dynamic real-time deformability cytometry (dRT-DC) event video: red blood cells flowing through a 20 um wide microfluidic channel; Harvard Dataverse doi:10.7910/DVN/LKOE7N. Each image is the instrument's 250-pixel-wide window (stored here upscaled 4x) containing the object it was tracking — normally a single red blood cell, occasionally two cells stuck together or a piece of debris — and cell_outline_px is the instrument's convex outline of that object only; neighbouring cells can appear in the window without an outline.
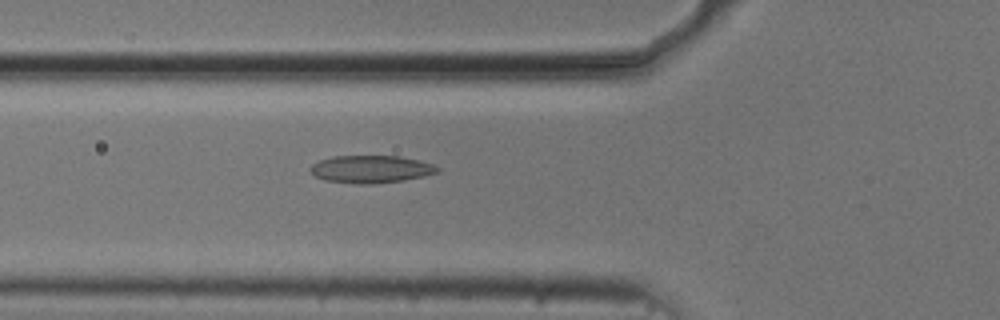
{"species": "common noctule bat (a hibernating species)", "species_latin": "Nyctalus noctula", "temperature_condition": "cold", "stored_images_in_passage": 46, "camera_frame_rate_fps": 3000, "um_per_image_px": 0.085, "animal": {"sex": "male", "body_mass_g": 20.5, "forearm_length_mm": 52.5}, "frame": {"image": 1, "passage_image": 11, "time_ms": 3.333, "image_size_px": [1000, 320], "cell_outline_px": [[440, 172], [424, 176], [404, 180], [376, 184], [356, 184], [324, 180], [316, 176], [308, 168], [312, 164], [320, 160], [332, 156], [400, 156], [420, 160], [432, 164], [440, 168]], "centroid_in_image_um": [31.55, 14.38], "position_along_channel_um": 94.3, "area_um2": 20.58}}
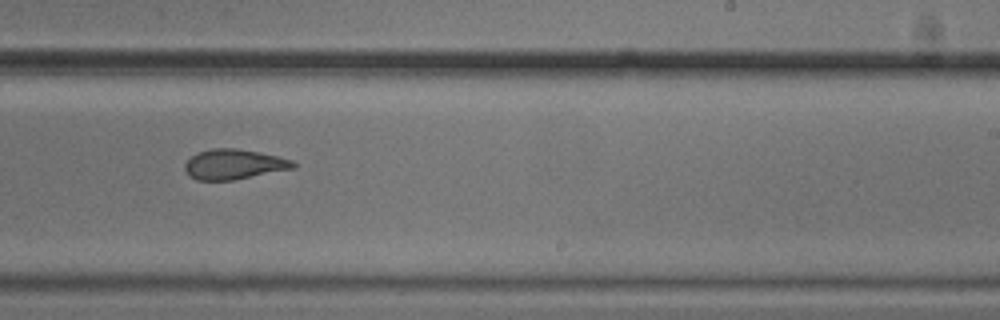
{"frame": {"image": 2, "passage_image": 25, "time_ms": 8.0, "image_size_px": [1000, 320], "cell_outline_px": [[296, 168], [232, 180], [196, 180], [188, 176], [184, 168], [184, 164], [196, 152], [212, 148], [236, 148], [260, 152], [292, 160], [296, 164]], "centroid_in_image_um": [19.86, 13.96], "position_along_channel_um": 269.1, "area_um2": 19.07}}
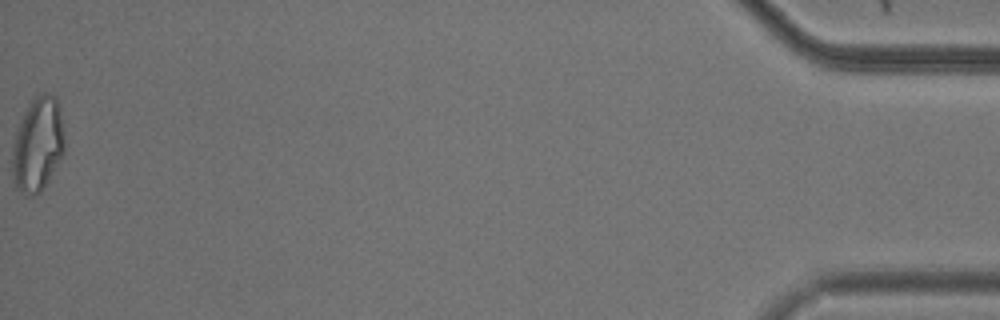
{"frame": {"image": 3, "passage_image": 46, "time_ms": 15.0, "image_size_px": [1000, 320], "cell_outline_px": [[64, 152], [44, 188], [40, 192], [32, 196], [24, 196], [16, 188], [12, 176], [12, 148], [20, 120], [32, 96], [44, 92], [48, 92], [56, 96], [60, 112], [64, 132]], "centroid_in_image_um": [3.2, 12.27], "position_along_channel_um": 432.0, "area_um2": 29.07}, "authors_computed_cell_mechanics": {"area_um2": 20.5768, "velocity_mm_per_s": 3.7351, "shape_relaxation_time_tau1_ms": null, "shape_relaxation_time_tau2_ms": 4.186, "deformation_change_tau1": null, "deformation_change_tau2": 0.1141}}